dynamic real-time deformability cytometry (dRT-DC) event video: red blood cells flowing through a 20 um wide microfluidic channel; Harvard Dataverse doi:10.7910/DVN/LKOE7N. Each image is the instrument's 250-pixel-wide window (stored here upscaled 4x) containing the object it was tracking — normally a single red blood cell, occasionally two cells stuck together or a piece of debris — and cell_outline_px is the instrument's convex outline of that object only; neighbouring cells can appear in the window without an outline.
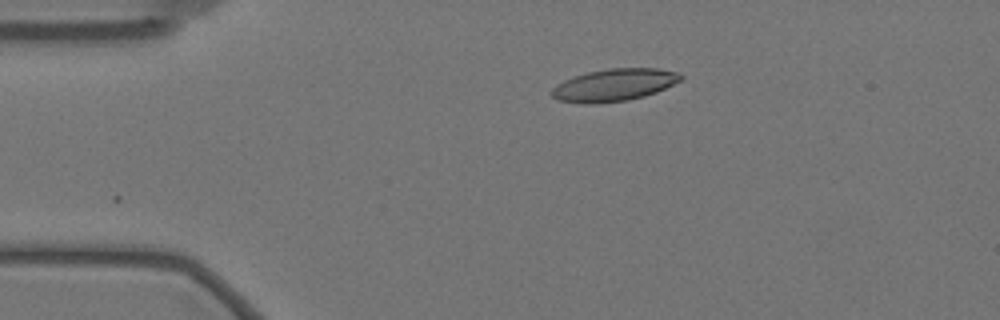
{"species": "Egyptian fruit bat (a non-hibernating species)", "species_latin": "Rousettus aegyptiacus", "temperature_condition": "warm", "stored_images_in_passage": 31, "camera_frame_rate_fps": 3000, "um_per_image_px": 0.085, "animal": {"sex": "female"}, "frame": {"image": 1, "passage_image": 1, "time_ms": 0.0, "image_size_px": [1000, 320], "cell_outline_px": [[684, 76], [680, 80], [656, 92], [644, 96], [628, 100], [592, 104], [580, 104], [556, 100], [552, 96], [552, 88], [556, 84], [564, 80], [588, 72], [608, 68], [656, 68], [676, 72]], "centroid_in_image_um": [52.15, 7.23], "position_along_channel_um": 32.8, "area_um2": 24.22}}
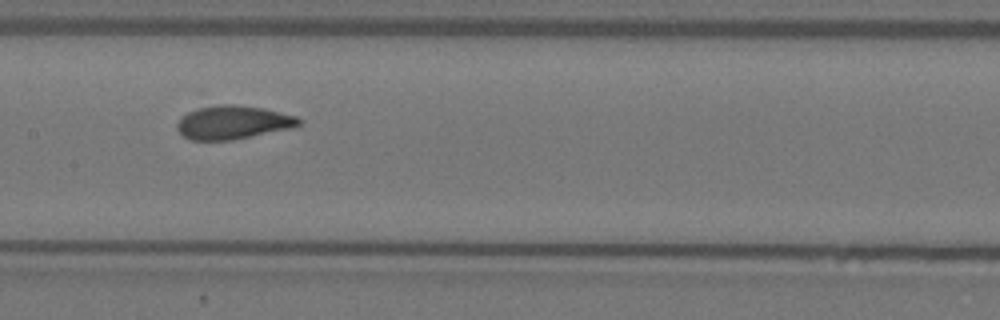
{"frame": {"image": 2, "passage_image": 18, "time_ms": 5.667, "image_size_px": [1000, 320], "cell_outline_px": [[304, 120], [300, 124], [288, 128], [232, 140], [192, 140], [184, 136], [176, 128], [176, 124], [188, 112], [196, 108], [220, 104], [232, 104], [264, 108], [296, 116]], "centroid_in_image_um": [19.79, 10.39], "position_along_channel_um": 187.6, "area_um2": 23.52}}
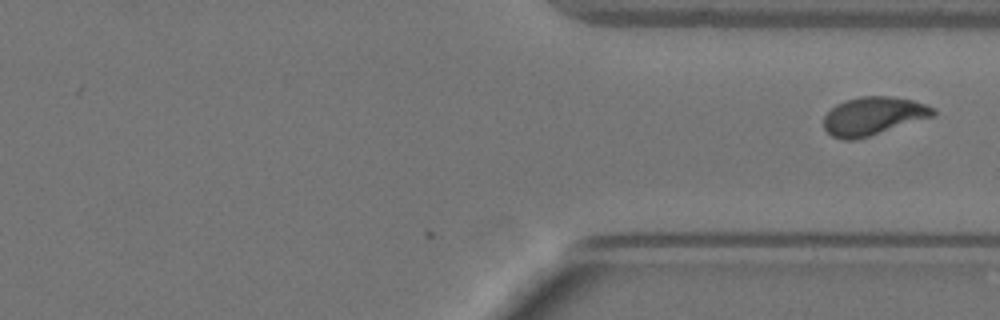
{"frame": {"image": 3, "passage_image": 31, "time_ms": 10.0, "image_size_px": [1000, 320], "cell_outline_px": [[936, 116], [868, 136], [852, 140], [844, 140], [832, 136], [824, 128], [824, 116], [836, 104], [860, 96], [892, 96], [912, 100], [936, 108]], "centroid_in_image_um": [74.26, 9.86], "position_along_channel_um": 337.1, "area_um2": 24.28}}